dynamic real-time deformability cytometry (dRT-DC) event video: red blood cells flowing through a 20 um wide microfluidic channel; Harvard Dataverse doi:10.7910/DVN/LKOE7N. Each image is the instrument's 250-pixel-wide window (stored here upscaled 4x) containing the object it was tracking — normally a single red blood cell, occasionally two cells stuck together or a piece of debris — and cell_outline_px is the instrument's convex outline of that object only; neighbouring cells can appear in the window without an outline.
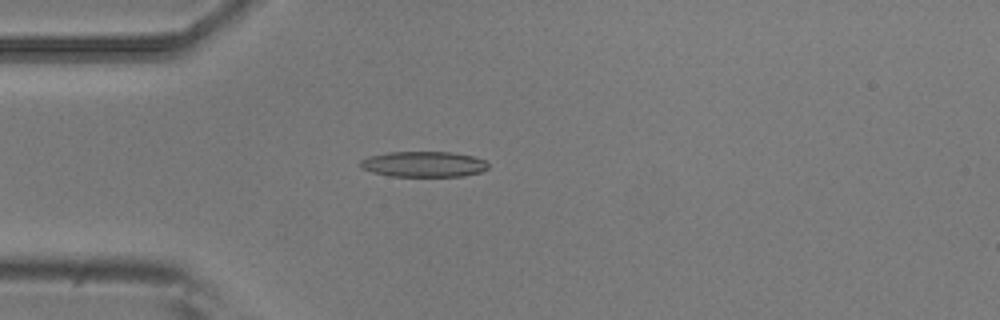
{"species": "common noctule bat (a hibernating species)", "species_latin": "Nyctalus noctula", "temperature_condition": "room temperature", "stored_images_in_passage": 3, "camera_frame_rate_fps": 3000, "um_per_image_px": 0.085, "animal": {"sex": "male", "body_mass_g": 20.5, "forearm_length_mm": 52.5}, "frame": {"image": 1, "passage_image": 1, "time_ms": 0.0, "image_size_px": [1000, 320], "cell_outline_px": [[488, 168], [480, 172], [464, 176], [392, 176], [372, 172], [360, 168], [360, 160], [368, 156], [388, 152], [452, 152], [472, 156], [484, 160], [488, 164]], "centroid_in_image_um": [35.99, 13.95], "position_along_channel_um": 49.0, "area_um2": 19.07}}
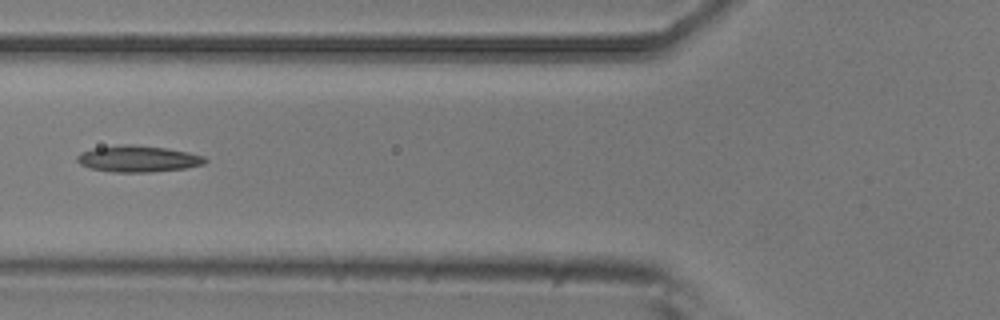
{"frame": {"image": 2, "passage_image": 3, "time_ms": 0.667, "image_size_px": [1000, 320], "cell_outline_px": [[208, 160], [204, 164], [184, 168], [148, 172], [112, 172], [92, 168], [80, 164], [76, 160], [76, 156], [80, 152], [92, 148], [124, 144], [132, 144], [168, 148], [188, 152], [204, 156]], "centroid_in_image_um": [11.72, 13.49], "position_along_channel_um": 114.1, "area_um2": 19.71}}